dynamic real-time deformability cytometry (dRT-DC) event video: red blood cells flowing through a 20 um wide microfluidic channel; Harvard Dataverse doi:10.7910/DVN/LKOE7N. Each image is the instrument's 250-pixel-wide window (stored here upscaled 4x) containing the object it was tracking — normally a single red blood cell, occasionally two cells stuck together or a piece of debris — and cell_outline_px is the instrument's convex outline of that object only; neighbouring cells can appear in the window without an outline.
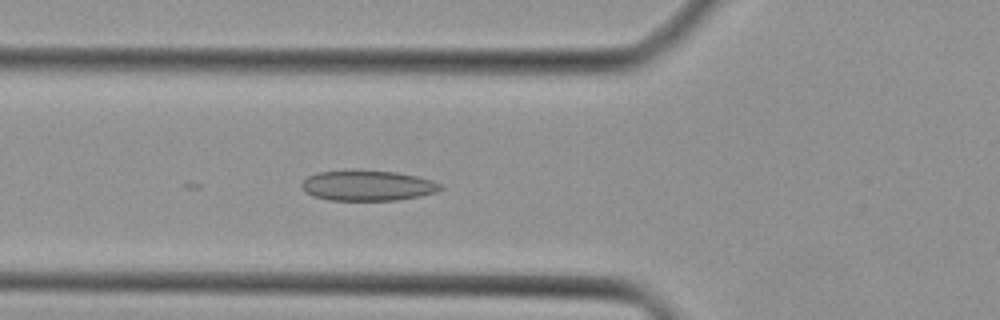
{"species": "Egyptian fruit bat (a non-hibernating species)", "species_latin": "Rousettus aegyptiacus", "temperature_condition": "cold", "stored_images_in_passage": 37, "camera_frame_rate_fps": 3000, "um_per_image_px": 0.085, "animal": {"sex": "female"}, "frame": {"image": 1, "passage_image": 9, "time_ms": 2.667, "image_size_px": [1000, 320], "cell_outline_px": [[444, 188], [436, 192], [420, 196], [396, 200], [328, 200], [312, 196], [304, 192], [300, 184], [308, 176], [316, 172], [348, 168], [352, 168], [396, 172], [416, 176], [432, 180], [440, 184]], "centroid_in_image_um": [31.18, 15.74], "position_along_channel_um": 94.6, "area_um2": 25.26}}
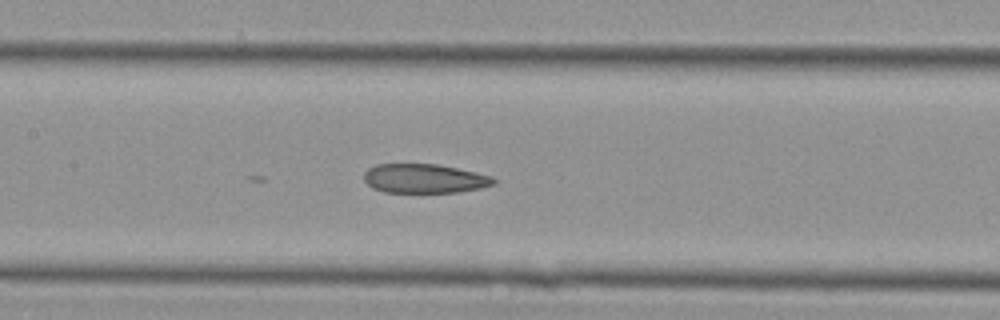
{"frame": {"image": 2, "passage_image": 14, "time_ms": 4.333, "image_size_px": [1000, 320], "cell_outline_px": [[496, 184], [480, 188], [456, 192], [384, 192], [372, 188], [364, 180], [364, 172], [368, 168], [376, 164], [436, 164], [476, 172], [492, 176], [496, 180]], "centroid_in_image_um": [36.06, 15.17], "position_along_channel_um": 171.3, "area_um2": 22.02}}
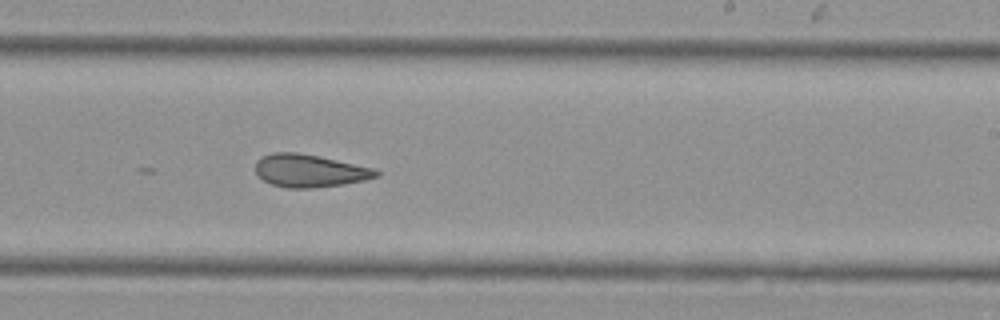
{"frame": {"image": 3, "passage_image": 20, "time_ms": 6.333, "image_size_px": [1000, 320], "cell_outline_px": [[380, 176], [364, 180], [344, 184], [312, 188], [288, 188], [272, 184], [264, 180], [256, 172], [256, 160], [260, 156], [272, 152], [296, 152], [320, 156], [376, 168], [380, 172]], "centroid_in_image_um": [26.34, 14.5], "position_along_channel_um": 262.7, "area_um2": 23.24}}